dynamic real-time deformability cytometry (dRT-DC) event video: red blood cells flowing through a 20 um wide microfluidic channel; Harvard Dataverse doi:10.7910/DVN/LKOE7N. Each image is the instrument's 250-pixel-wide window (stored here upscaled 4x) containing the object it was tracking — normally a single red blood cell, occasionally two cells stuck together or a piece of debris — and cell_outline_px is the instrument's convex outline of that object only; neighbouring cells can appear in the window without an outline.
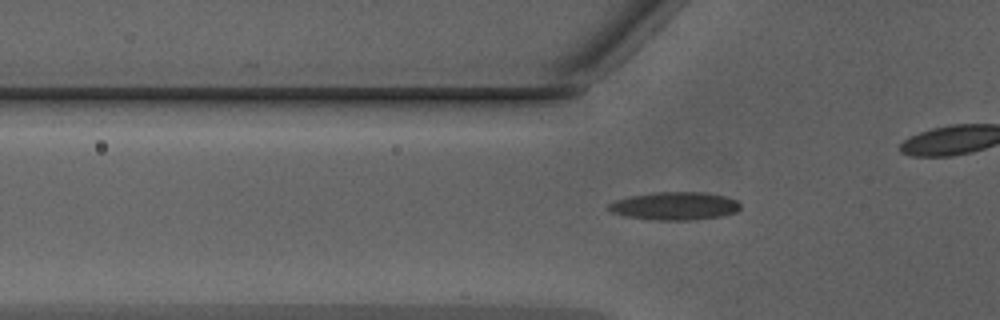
{"species": "Egyptian fruit bat (a non-hibernating species)", "species_latin": "Rousettus aegyptiacus", "temperature_condition": "warm", "stored_images_in_passage": 35, "camera_frame_rate_fps": 3000, "um_per_image_px": 0.085, "animal": {"sex": "male"}, "frame": {"image": 1, "passage_image": 10, "time_ms": 3.0, "image_size_px": [1000, 320], "cell_outline_px": [[740, 208], [736, 212], [724, 216], [692, 220], [656, 220], [624, 216], [612, 212], [608, 208], [608, 204], [616, 200], [632, 196], [656, 192], [704, 192], [728, 196], [736, 200], [740, 204]], "centroid_in_image_um": [57.4, 17.51], "position_along_channel_um": 68.4, "area_um2": 21.56}}
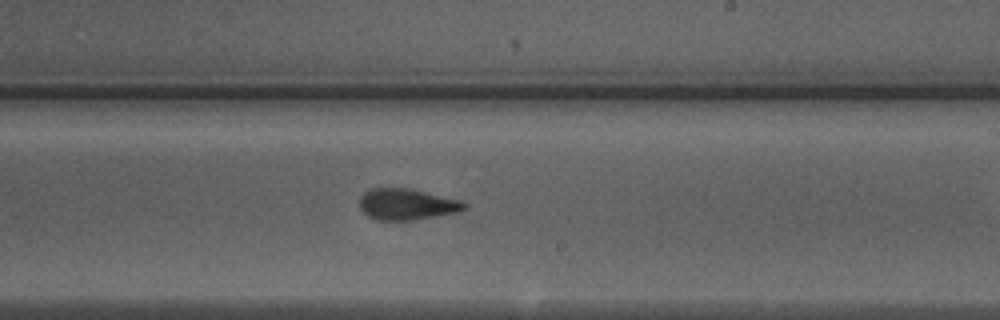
{"frame": {"image": 2, "passage_image": 23, "time_ms": 7.333, "image_size_px": [1000, 320], "cell_outline_px": [[468, 204], [460, 212], [412, 220], [376, 220], [368, 216], [360, 208], [360, 196], [368, 188], [412, 188], [460, 200]], "centroid_in_image_um": [34.57, 17.35], "position_along_channel_um": 254.4, "area_um2": 19.19}}
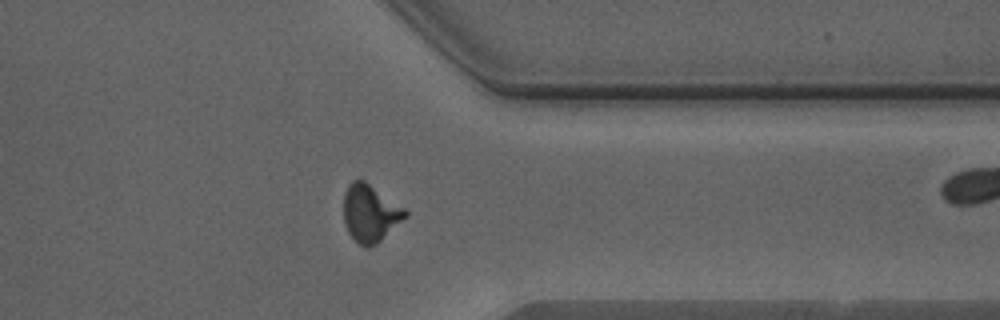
{"frame": {"image": 3, "passage_image": 32, "time_ms": 10.333, "image_size_px": [1000, 320], "cell_outline_px": [[408, 216], [376, 244], [368, 248], [364, 248], [348, 232], [344, 224], [344, 192], [348, 184], [352, 180], [364, 180], [404, 208], [408, 212]], "centroid_in_image_um": [31.45, 18.13], "position_along_channel_um": 379.9, "area_um2": 20.46}, "authors_computed_cell_mechanics": {"area_um2": 19.4786, "velocity_mm_per_s": 4.3207, "shape_relaxation_time_tau1_ms": 4.459, "shape_relaxation_time_tau2_ms": 1.3624, "deformation_change_tau1": 0.2052, "deformation_change_tau2": 0.102}}